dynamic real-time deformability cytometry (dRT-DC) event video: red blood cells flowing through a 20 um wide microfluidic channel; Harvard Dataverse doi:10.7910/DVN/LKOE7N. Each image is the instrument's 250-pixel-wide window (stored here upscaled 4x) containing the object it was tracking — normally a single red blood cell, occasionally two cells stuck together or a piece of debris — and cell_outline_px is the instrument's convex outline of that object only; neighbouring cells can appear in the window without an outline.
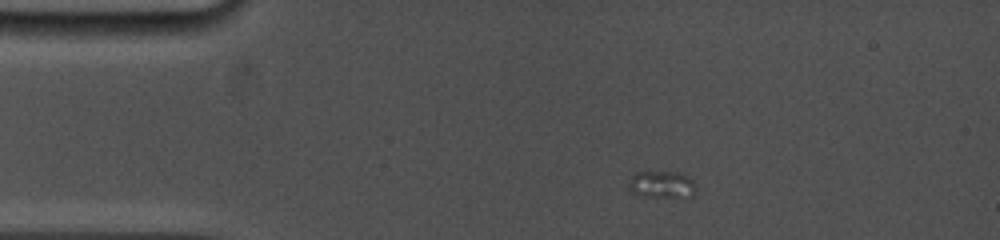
{"species": "common noctule bat (a hibernating species)", "species_latin": "Nyctalus noctula", "temperature_condition": "cold", "stored_images_in_passage": 2, "camera_frame_rate_fps": 5000, "um_per_image_px": 0.085, "animal": {"sex": "female", "body_mass_g": 19.0, "forearm_length_mm": 53.3}, "frame": {"image": 1, "passage_image": 1, "time_ms": 0.0, "image_size_px": [1000, 240], "cell_outline_px": [[696, 188], [692, 196], [644, 196], [632, 192], [628, 188], [632, 176], [636, 172], [680, 172], [692, 180]], "centroid_in_image_um": [56.25, 15.67], "position_along_channel_um": 28.8, "area_um2": 10.29}}